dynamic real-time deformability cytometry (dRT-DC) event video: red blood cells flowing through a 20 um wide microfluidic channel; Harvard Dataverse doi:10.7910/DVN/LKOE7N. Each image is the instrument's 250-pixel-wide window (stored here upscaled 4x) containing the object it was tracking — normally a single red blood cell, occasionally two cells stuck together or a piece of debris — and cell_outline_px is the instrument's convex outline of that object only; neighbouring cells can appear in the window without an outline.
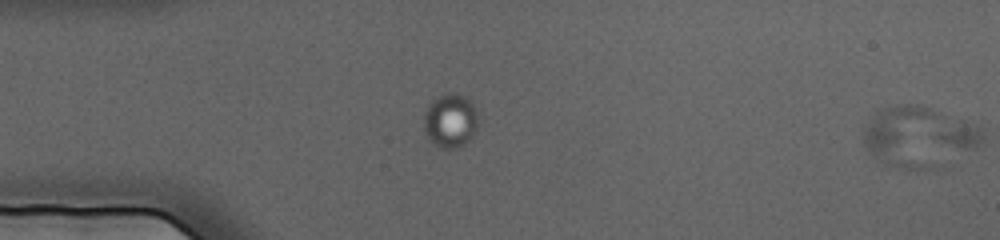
{"species": "human", "species_latin": "Homo sapiens", "temperature_condition": "cold", "stored_images_in_passage": 25, "segment_of_instrument_passage": [2, 2], "camera_frame_rate_fps": 3000, "um_per_image_px": 0.085, "donor": {"sex": "female"}, "frame": {"image": 1, "passage_image": 25, "time_ms": 8.0, "image_size_px": [1000, 240], "cell_outline_px": [[984, 140], [976, 148], [932, 168], [908, 168], [884, 164], [864, 144], [864, 128], [876, 112], [884, 108], [896, 104], [920, 104], [964, 120], [984, 128]], "centroid_in_image_um": [78.14, 11.58], "position_along_channel_um": 6.9, "area_um2": 41.21}}